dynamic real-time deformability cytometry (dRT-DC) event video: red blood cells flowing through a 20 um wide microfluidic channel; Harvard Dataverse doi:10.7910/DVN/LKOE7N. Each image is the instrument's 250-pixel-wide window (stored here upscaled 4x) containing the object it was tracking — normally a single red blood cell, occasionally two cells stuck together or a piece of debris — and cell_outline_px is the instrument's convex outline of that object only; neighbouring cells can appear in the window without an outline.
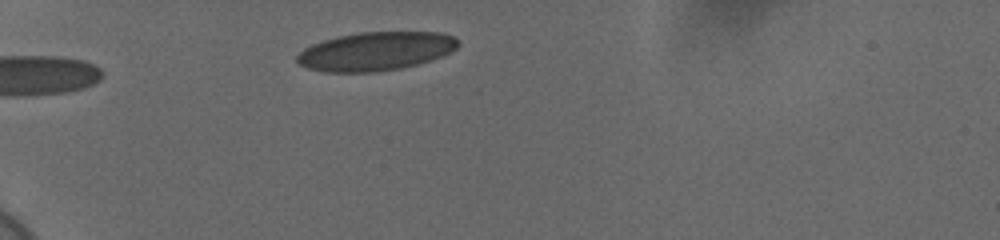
{"species": "human", "species_latin": "Homo sapiens", "temperature_condition": "cold", "stored_images_in_passage": 34, "camera_frame_rate_fps": 3000, "um_per_image_px": 0.085, "donor": {"sex": "female"}, "frame": {"image": 1, "passage_image": 2, "time_ms": 0.333, "image_size_px": [1000, 240], "cell_outline_px": [[460, 44], [452, 52], [432, 60], [400, 68], [376, 72], [324, 72], [308, 68], [300, 64], [296, 60], [296, 56], [304, 48], [312, 44], [336, 36], [360, 32], [440, 32], [456, 36], [460, 40]], "centroid_in_image_um": [31.97, 4.35], "position_along_channel_um": 53.0, "area_um2": 36.53}}
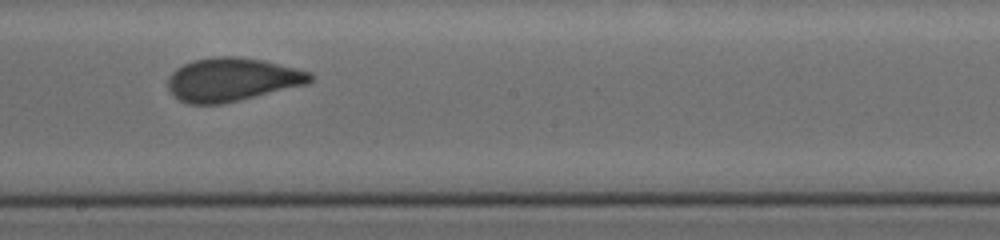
{"frame": {"image": 2, "passage_image": 19, "time_ms": 6.0, "image_size_px": [1000, 240], "cell_outline_px": [[316, 76], [308, 84], [240, 100], [220, 104], [188, 104], [180, 100], [168, 88], [168, 76], [176, 68], [192, 60], [216, 56], [236, 56], [264, 60], [312, 72]], "centroid_in_image_um": [19.76, 6.75], "position_along_channel_um": 228.4, "area_um2": 36.18}}
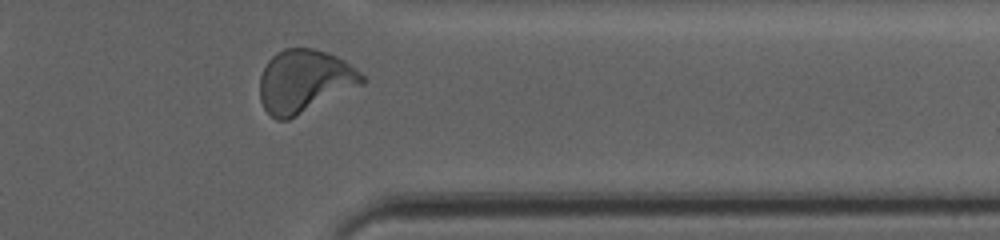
{"frame": {"image": 3, "passage_image": 32, "time_ms": 10.333, "image_size_px": [1000, 240], "cell_outline_px": [[364, 84], [288, 120], [276, 120], [264, 108], [260, 100], [260, 76], [268, 60], [276, 52], [284, 48], [312, 48], [328, 52], [344, 60], [360, 72], [364, 76]], "centroid_in_image_um": [25.87, 6.89], "position_along_channel_um": 385.5, "area_um2": 37.51}, "authors_computed_cell_mechanics": {"area_um2": 36.0961, "velocity_mm_per_s": 3.6728, "shape_relaxation_time_tau1_ms": 4.9515, "shape_relaxation_time_tau2_ms": 0.8836, "deformation_change_tau1": 0.1483, "deformation_change_tau2": 0.0595}}